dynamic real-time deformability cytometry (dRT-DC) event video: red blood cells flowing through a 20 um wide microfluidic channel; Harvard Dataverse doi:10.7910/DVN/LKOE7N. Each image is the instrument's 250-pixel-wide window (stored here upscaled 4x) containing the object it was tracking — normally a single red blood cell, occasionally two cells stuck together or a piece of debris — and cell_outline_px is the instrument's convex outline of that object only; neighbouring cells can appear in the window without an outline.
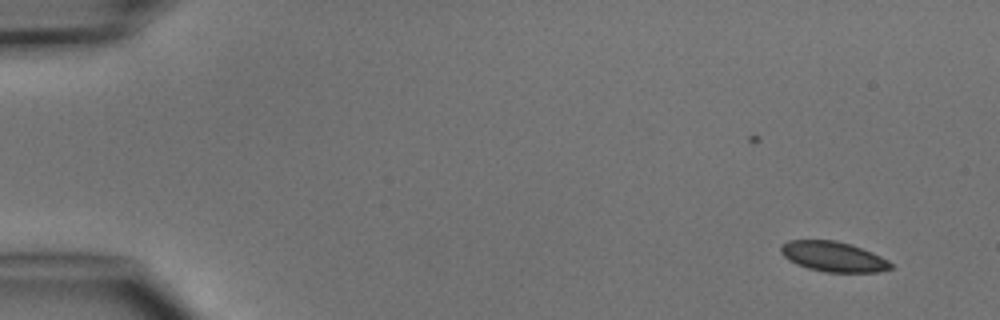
{"species": "common noctule bat (a hibernating species)", "species_latin": "Nyctalus noctula", "temperature_condition": "cold", "stored_images_in_passage": 5, "camera_frame_rate_fps": 3000, "um_per_image_px": 0.085, "animal": {"sex": "male", "body_mass_g": 15.6}, "frame": {"image": 1, "passage_image": 2, "time_ms": 1.333, "image_size_px": [1000, 320], "cell_outline_px": [[892, 268], [880, 272], [824, 272], [808, 268], [796, 264], [788, 260], [780, 252], [780, 244], [788, 240], [836, 240], [852, 244], [872, 252], [888, 260], [892, 264]], "centroid_in_image_um": [70.81, 21.8], "position_along_channel_um": 14.2, "area_um2": 19.48}}
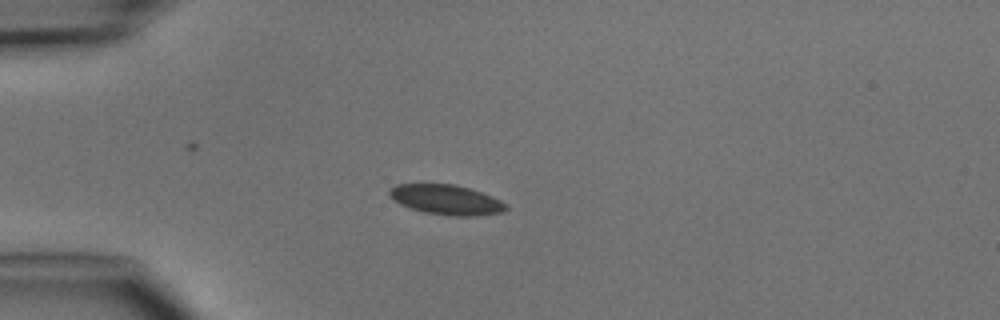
{"frame": {"image": 2, "passage_image": 5, "time_ms": 4.667, "image_size_px": [1000, 320], "cell_outline_px": [[508, 208], [504, 212], [476, 216], [452, 216], [424, 212], [400, 204], [388, 192], [396, 184], [452, 184], [468, 188], [492, 196], [508, 204]], "centroid_in_image_um": [38.0, 16.99], "position_along_channel_um": 47.0, "area_um2": 20.11}}